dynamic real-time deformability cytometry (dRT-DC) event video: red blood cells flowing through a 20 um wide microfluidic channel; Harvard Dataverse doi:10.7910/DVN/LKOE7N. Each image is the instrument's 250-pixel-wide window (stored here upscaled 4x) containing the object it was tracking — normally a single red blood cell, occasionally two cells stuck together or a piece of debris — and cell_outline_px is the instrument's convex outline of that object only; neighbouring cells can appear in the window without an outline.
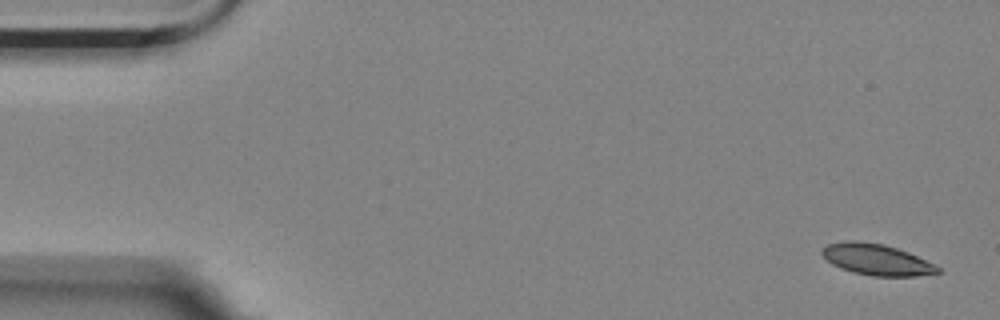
{"species": "Egyptian fruit bat (a non-hibernating species)", "species_latin": "Rousettus aegyptiacus", "temperature_condition": "room temperature", "stored_images_in_passage": 5, "camera_frame_rate_fps": 3000, "um_per_image_px": 0.085, "animal": {"sex": "female"}, "frame": {"image": 1, "passage_image": 1, "time_ms": 0.0, "image_size_px": [1000, 320], "cell_outline_px": [[940, 272], [916, 276], [872, 276], [852, 272], [840, 268], [832, 264], [820, 252], [820, 248], [828, 244], [848, 240], [856, 240], [884, 244], [908, 252], [940, 268]], "centroid_in_image_um": [74.45, 22.06], "position_along_channel_um": 10.6, "area_um2": 20.87}}
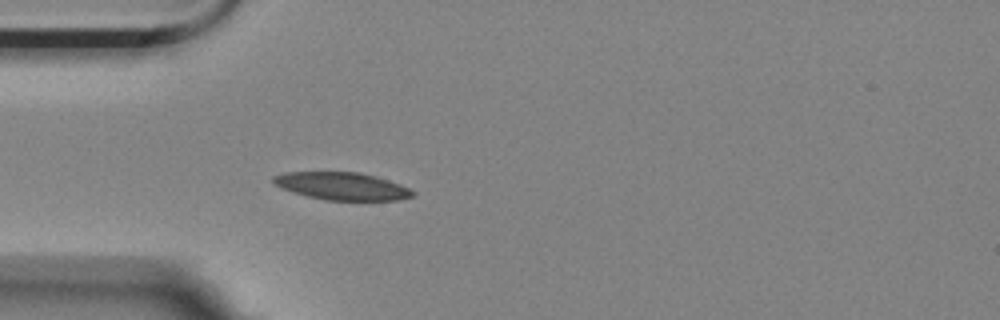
{"frame": {"image": 2, "passage_image": 5, "time_ms": 1.333, "image_size_px": [1000, 320], "cell_outline_px": [[416, 192], [412, 196], [396, 200], [324, 200], [292, 192], [276, 184], [272, 180], [272, 176], [284, 172], [360, 172], [376, 176], [400, 184]], "centroid_in_image_um": [29.07, 15.81], "position_along_channel_um": 55.9, "area_um2": 22.25}}